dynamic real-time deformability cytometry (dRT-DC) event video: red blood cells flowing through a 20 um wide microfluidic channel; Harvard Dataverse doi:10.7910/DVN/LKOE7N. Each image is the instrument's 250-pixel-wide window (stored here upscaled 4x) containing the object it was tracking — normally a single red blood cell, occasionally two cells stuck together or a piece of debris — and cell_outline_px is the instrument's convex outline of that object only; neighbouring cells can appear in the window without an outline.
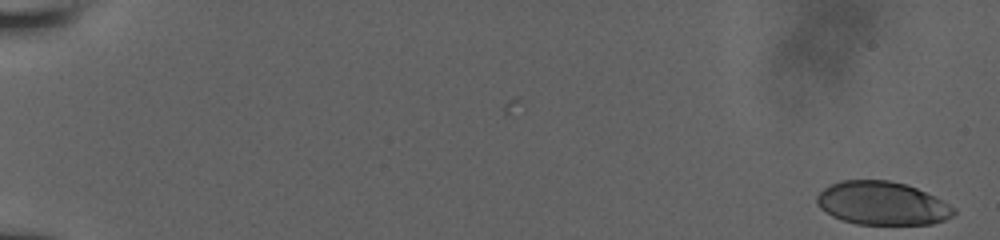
{"species": "human", "species_latin": "Homo sapiens", "temperature_condition": "room temperature", "stored_images_in_passage": 23, "camera_frame_rate_fps": 3000, "um_per_image_px": 0.085, "donor": {"sex": "male"}, "frame": {"image": 1, "passage_image": 1, "time_ms": 0.0, "image_size_px": [1000, 240], "cell_outline_px": [[956, 212], [952, 216], [944, 220], [932, 224], [856, 224], [832, 216], [820, 208], [816, 204], [816, 196], [824, 188], [840, 180], [888, 180], [908, 184], [956, 208]], "centroid_in_image_um": [74.96, 17.28], "position_along_channel_um": 10.0, "area_um2": 34.45}}
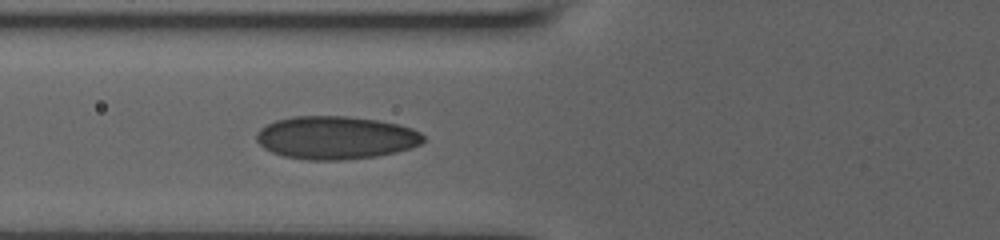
{"frame": {"image": 2, "passage_image": 20, "time_ms": 7.333, "image_size_px": [1000, 240], "cell_outline_px": [[424, 140], [420, 144], [412, 148], [396, 152], [376, 156], [344, 160], [308, 160], [284, 156], [272, 152], [264, 148], [256, 140], [256, 132], [260, 128], [276, 120], [292, 116], [348, 116], [380, 120], [400, 124], [412, 128], [420, 132], [424, 136]], "centroid_in_image_um": [28.55, 11.7], "position_along_channel_um": 97.2, "area_um2": 42.14}}
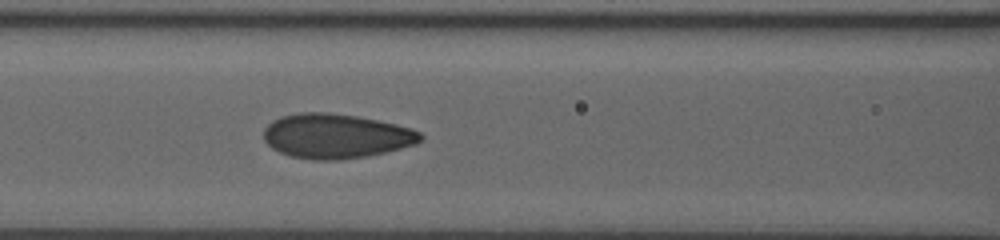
{"frame": {"image": 3, "passage_image": 23, "time_ms": 8.333, "image_size_px": [1000, 240], "cell_outline_px": [[424, 136], [416, 144], [368, 156], [340, 160], [312, 160], [292, 156], [280, 152], [272, 148], [264, 140], [264, 128], [272, 120], [280, 116], [300, 112], [328, 112], [356, 116], [396, 124], [412, 128], [420, 132]], "centroid_in_image_um": [28.54, 11.56], "position_along_channel_um": 138.1, "area_um2": 40.81}}